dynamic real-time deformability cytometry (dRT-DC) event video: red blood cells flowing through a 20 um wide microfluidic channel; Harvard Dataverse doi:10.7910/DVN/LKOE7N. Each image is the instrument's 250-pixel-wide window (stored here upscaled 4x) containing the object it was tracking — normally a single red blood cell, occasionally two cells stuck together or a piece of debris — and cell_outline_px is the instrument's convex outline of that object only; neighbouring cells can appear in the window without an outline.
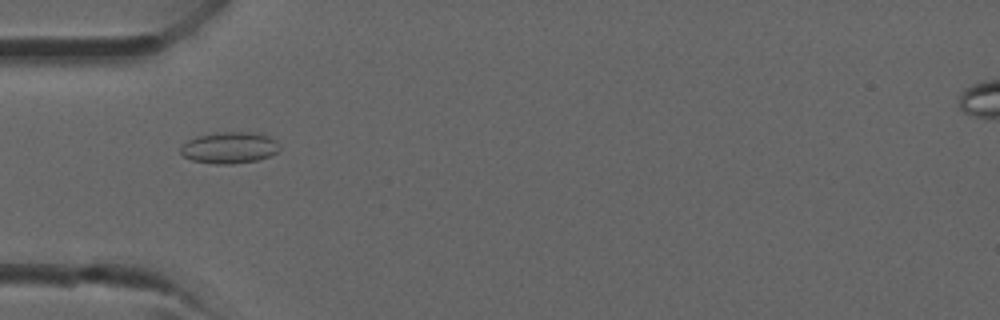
{"species": "common noctule bat (a hibernating species)", "species_latin": "Nyctalus noctula", "temperature_condition": "room temperature", "stored_images_in_passage": 26, "camera_frame_rate_fps": 3000, "um_per_image_px": 0.085, "animal": {"sex": "male", "forearm_length_mm": 52.5}, "frame": {"image": 1, "passage_image": 1, "time_ms": 0.0, "image_size_px": [1000, 320], "cell_outline_px": [[280, 148], [276, 152], [268, 156], [256, 160], [232, 164], [216, 164], [192, 160], [184, 156], [180, 152], [180, 148], [188, 140], [196, 136], [220, 132], [260, 132], [276, 140]], "centroid_in_image_um": [19.51, 12.54], "position_along_channel_um": 65.5, "area_um2": 18.09}}
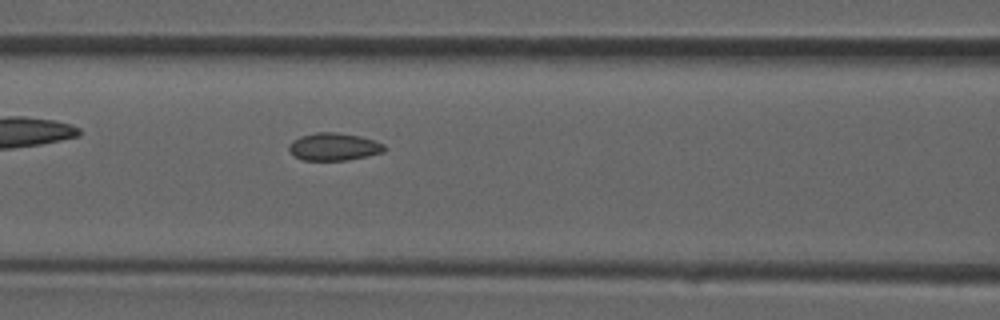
{"frame": {"image": 2, "passage_image": 5, "time_ms": 1.333, "image_size_px": [1000, 320], "cell_outline_px": [[388, 148], [384, 152], [368, 156], [348, 160], [304, 160], [296, 156], [288, 148], [288, 144], [292, 140], [300, 136], [316, 132], [336, 132], [360, 136], [384, 144]], "centroid_in_image_um": [28.4, 12.47], "position_along_channel_um": 138.2, "area_um2": 15.37}}
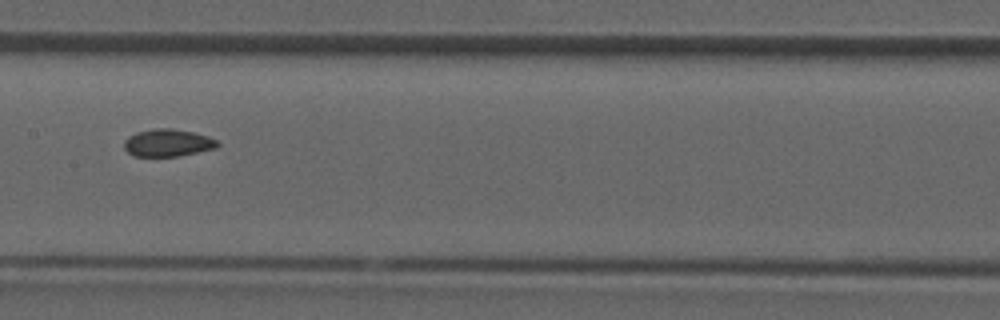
{"frame": {"image": 3, "passage_image": 8, "time_ms": 2.333, "image_size_px": [1000, 320], "cell_outline_px": [[220, 144], [216, 148], [176, 156], [136, 156], [128, 152], [124, 148], [124, 140], [128, 136], [136, 132], [156, 128], [172, 128], [192, 132], [208, 136], [216, 140]], "centroid_in_image_um": [14.24, 12.13], "position_along_channel_um": 193.2, "area_um2": 14.8}}